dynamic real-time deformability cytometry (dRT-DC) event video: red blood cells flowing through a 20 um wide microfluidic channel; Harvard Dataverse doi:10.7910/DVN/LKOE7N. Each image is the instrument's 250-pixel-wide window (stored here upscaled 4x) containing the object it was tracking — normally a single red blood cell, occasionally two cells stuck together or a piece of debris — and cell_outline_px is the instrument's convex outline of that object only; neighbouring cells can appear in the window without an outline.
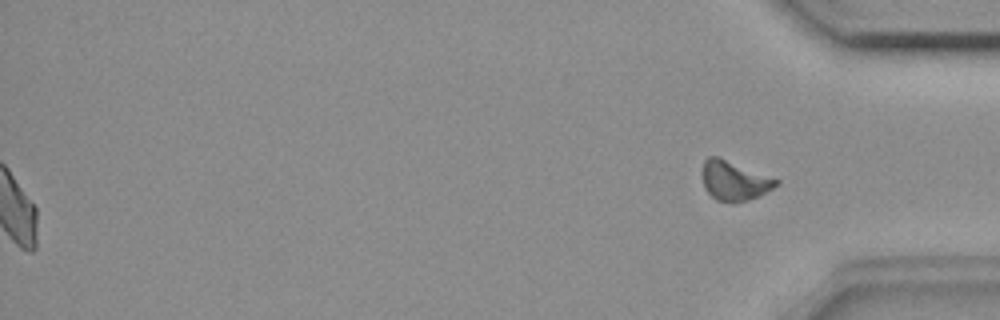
{"species": "common noctule bat (a hibernating species)", "species_latin": "Nyctalus noctula", "temperature_condition": "room temperature", "stored_images_in_passage": 56, "segment_of_instrument_passage": [2, 2], "camera_frame_rate_fps": 3000, "um_per_image_px": 0.085, "animal": {"sex": "female", "body_mass_g": 18.4}, "frame": {"image": 1, "passage_image": 56, "time_ms": 18.333, "image_size_px": [1000, 320], "cell_outline_px": [[780, 184], [748, 200], [732, 204], [716, 200], [704, 188], [700, 172], [704, 160], [708, 156], [720, 156], [780, 180]], "centroid_in_image_um": [62.36, 15.34], "position_along_channel_um": 372.8, "area_um2": 17.4}}